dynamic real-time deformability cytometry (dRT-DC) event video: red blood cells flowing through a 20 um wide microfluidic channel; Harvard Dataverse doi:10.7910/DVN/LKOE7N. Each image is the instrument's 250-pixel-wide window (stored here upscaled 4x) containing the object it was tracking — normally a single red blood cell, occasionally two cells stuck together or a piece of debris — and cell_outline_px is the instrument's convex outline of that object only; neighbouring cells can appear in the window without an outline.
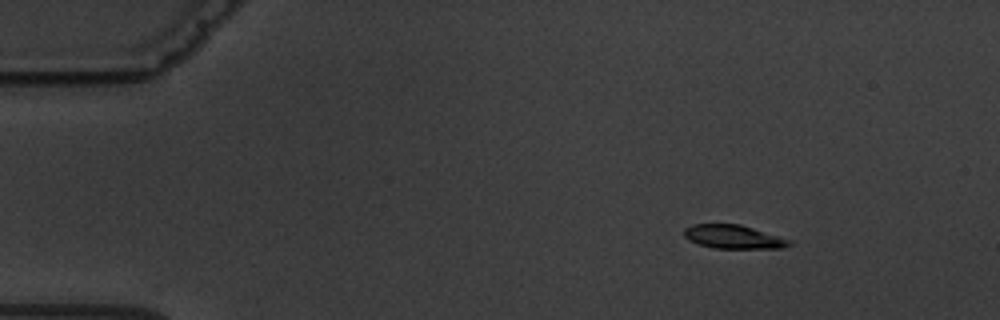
{"species": "common noctule bat (a hibernating species)", "species_latin": "Nyctalus noctula", "temperature_condition": "warm", "stored_images_in_passage": 9, "camera_frame_rate_fps": 3000, "um_per_image_px": 0.085, "animal": {"sex": "male", "body_mass_g": 19.5, "forearm_length_mm": 54.6}, "frame": {"image": 1, "passage_image": 3, "time_ms": 2.333, "image_size_px": [1000, 320], "cell_outline_px": [[792, 244], [780, 248], [712, 248], [688, 240], [684, 236], [684, 228], [692, 224], [740, 224], [792, 240]], "centroid_in_image_um": [62.33, 20.12], "position_along_channel_um": 22.7, "area_um2": 14.45}}
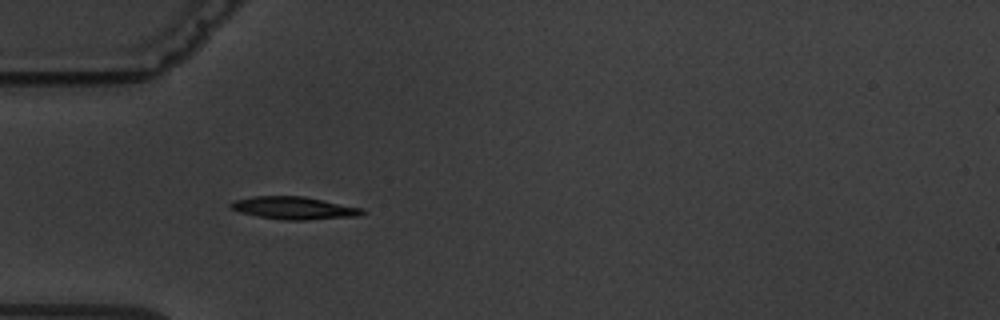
{"frame": {"image": 2, "passage_image": 6, "time_ms": 5.667, "image_size_px": [1000, 320], "cell_outline_px": [[368, 212], [356, 216], [304, 220], [284, 220], [260, 216], [240, 212], [232, 208], [228, 204], [236, 200], [252, 196], [304, 196], [364, 208]], "centroid_in_image_um": [25.04, 17.67], "position_along_channel_um": 60.0, "area_um2": 17.22}}
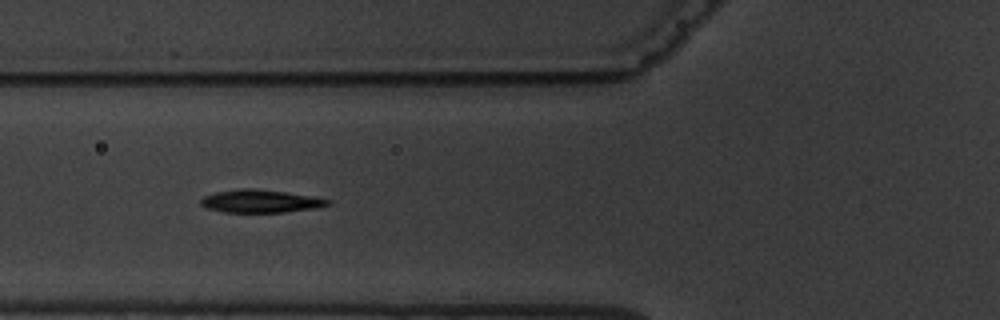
{"frame": {"image": 3, "passage_image": 7, "time_ms": 7.0, "image_size_px": [1000, 320], "cell_outline_px": [[332, 204], [312, 208], [284, 212], [224, 212], [208, 208], [200, 204], [200, 200], [204, 196], [216, 192], [240, 188], [252, 188], [284, 192], [332, 200]], "centroid_in_image_um": [22.1, 17.1], "position_along_channel_um": 103.7, "area_um2": 16.65}}